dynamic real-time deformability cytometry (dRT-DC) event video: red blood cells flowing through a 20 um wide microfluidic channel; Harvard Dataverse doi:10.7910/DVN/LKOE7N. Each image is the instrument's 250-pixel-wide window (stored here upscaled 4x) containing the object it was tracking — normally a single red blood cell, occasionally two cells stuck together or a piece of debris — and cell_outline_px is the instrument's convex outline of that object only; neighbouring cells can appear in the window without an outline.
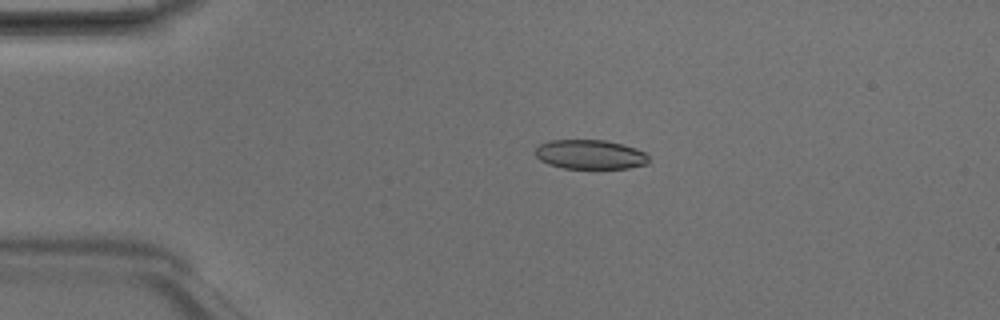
{"species": "Egyptian fruit bat (a non-hibernating species)", "species_latin": "Rousettus aegyptiacus", "temperature_condition": "room temperature", "stored_images_in_passage": 4, "camera_frame_rate_fps": 3000, "um_per_image_px": 0.085, "animal": {"sex": "male"}, "frame": {"image": 1, "passage_image": 3, "time_ms": 0.667, "image_size_px": [1000, 320], "cell_outline_px": [[648, 164], [628, 168], [564, 168], [548, 164], [540, 160], [536, 156], [536, 148], [540, 144], [552, 140], [604, 140], [624, 144], [636, 148], [644, 152], [648, 156]], "centroid_in_image_um": [50.18, 13.13], "position_along_channel_um": 34.8, "area_um2": 19.36}}